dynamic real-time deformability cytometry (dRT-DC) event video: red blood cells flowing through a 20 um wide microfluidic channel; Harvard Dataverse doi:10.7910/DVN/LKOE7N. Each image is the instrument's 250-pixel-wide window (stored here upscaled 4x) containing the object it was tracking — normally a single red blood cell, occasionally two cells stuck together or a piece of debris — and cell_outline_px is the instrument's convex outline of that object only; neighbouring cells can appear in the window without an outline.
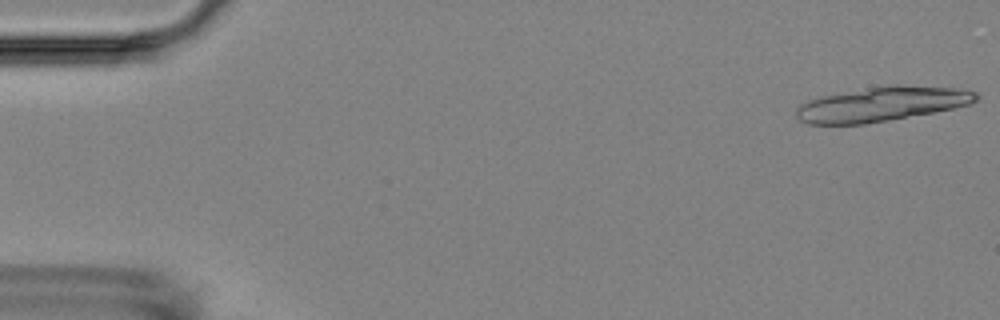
{"species": "Egyptian fruit bat (a non-hibernating species)", "species_latin": "Rousettus aegyptiacus", "temperature_condition": "room temperature", "stored_images_in_passage": 6, "camera_frame_rate_fps": 3000, "um_per_image_px": 0.085, "animal": {"sex": "female"}, "frame": {"image": 1, "passage_image": 1, "time_ms": 0.0, "image_size_px": [1000, 320], "cell_outline_px": [[980, 96], [976, 100], [968, 104], [952, 108], [932, 112], [864, 124], [808, 124], [800, 120], [796, 116], [796, 108], [800, 104], [808, 100], [820, 96], [868, 88], [896, 84], [956, 88], [976, 92]], "centroid_in_image_um": [74.92, 8.84], "position_along_channel_um": 10.1, "area_um2": 35.72}}